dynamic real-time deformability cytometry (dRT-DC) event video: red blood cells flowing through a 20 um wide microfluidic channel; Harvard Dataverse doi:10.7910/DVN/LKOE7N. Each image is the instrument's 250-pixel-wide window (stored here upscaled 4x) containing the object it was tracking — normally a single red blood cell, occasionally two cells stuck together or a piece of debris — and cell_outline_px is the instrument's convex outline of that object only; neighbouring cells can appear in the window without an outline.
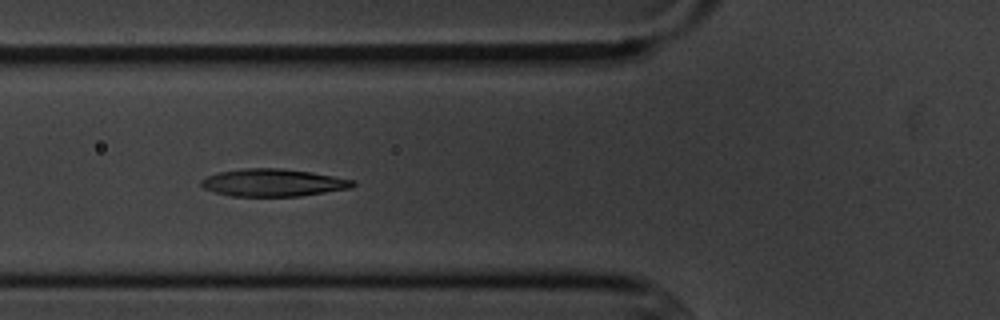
{"species": "common noctule bat (a hibernating species)", "species_latin": "Nyctalus noctula", "temperature_condition": "cold", "stored_images_in_passage": 5, "camera_frame_rate_fps": 3000, "um_per_image_px": 0.085, "animal": {"sex": "male", "body_mass_g": 20.1, "forearm_length_mm": 53.5}, "frame": {"image": 1, "passage_image": 4, "time_ms": 3.333, "image_size_px": [1000, 320], "cell_outline_px": [[356, 184], [352, 188], [300, 196], [232, 196], [216, 192], [204, 188], [200, 184], [200, 180], [208, 176], [220, 172], [244, 168], [280, 168], [312, 172], [356, 180]], "centroid_in_image_um": [23.26, 15.52], "position_along_channel_um": 102.5, "area_um2": 24.28}}
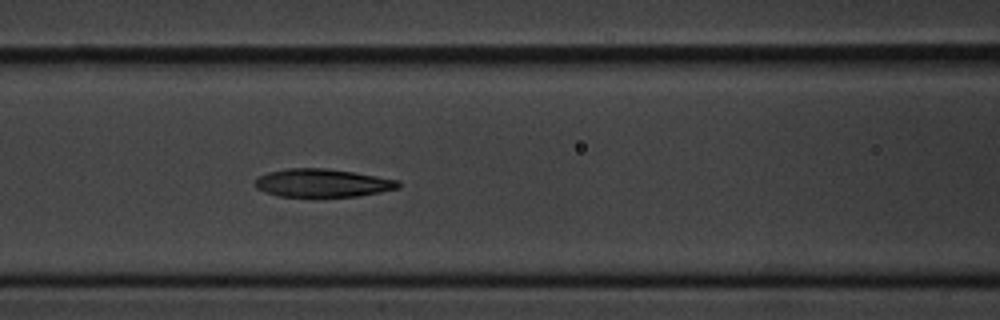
{"frame": {"image": 2, "passage_image": 5, "time_ms": 4.333, "image_size_px": [1000, 320], "cell_outline_px": [[400, 188], [360, 196], [280, 196], [264, 192], [256, 188], [252, 184], [256, 176], [268, 172], [288, 168], [324, 168], [352, 172], [400, 180]], "centroid_in_image_um": [27.36, 15.55], "position_along_channel_um": 139.2, "area_um2": 23.58}}